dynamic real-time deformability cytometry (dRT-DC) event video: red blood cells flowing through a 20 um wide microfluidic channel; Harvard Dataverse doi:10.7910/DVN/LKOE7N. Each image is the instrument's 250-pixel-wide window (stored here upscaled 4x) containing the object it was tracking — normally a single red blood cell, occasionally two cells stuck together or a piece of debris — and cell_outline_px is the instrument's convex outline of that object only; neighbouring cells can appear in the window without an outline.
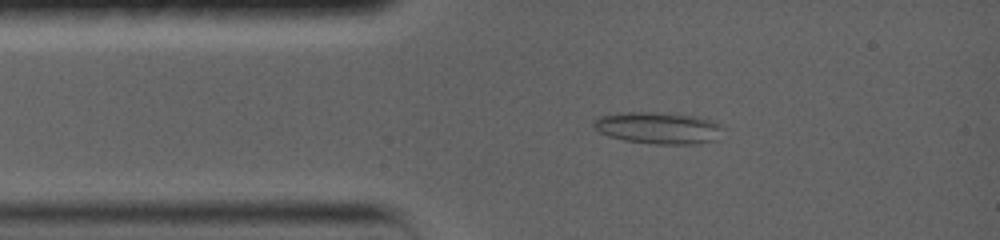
{"species": "common noctule bat (a hibernating species)", "species_latin": "Nyctalus noctula", "temperature_condition": "warm", "stored_images_in_passage": 14, "camera_frame_rate_fps": 5000, "um_per_image_px": 0.085, "animal": {"sex": "female", "body_mass_g": 19.0, "forearm_length_mm": 56.7}, "frame": {"image": 1, "passage_image": 3, "time_ms": 1.6, "image_size_px": [1000, 240], "cell_outline_px": [[724, 128], [716, 140], [696, 144], [652, 144], [624, 140], [608, 136], [600, 132], [592, 124], [600, 116], [620, 112], [664, 112], [696, 116], [712, 120], [720, 124]], "centroid_in_image_um": [55.99, 10.87], "position_along_channel_um": 29.0, "area_um2": 24.16}}
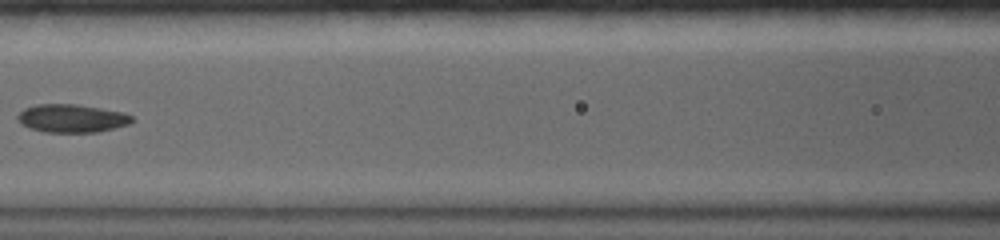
{"frame": {"image": 2, "passage_image": 8, "time_ms": 5.6, "image_size_px": [1000, 240], "cell_outline_px": [[136, 120], [128, 124], [96, 132], [44, 132], [28, 128], [20, 124], [16, 116], [24, 108], [36, 104], [76, 104], [124, 112], [132, 116]], "centroid_in_image_um": [6.07, 10.05], "position_along_channel_um": 160.5, "area_um2": 18.84}}
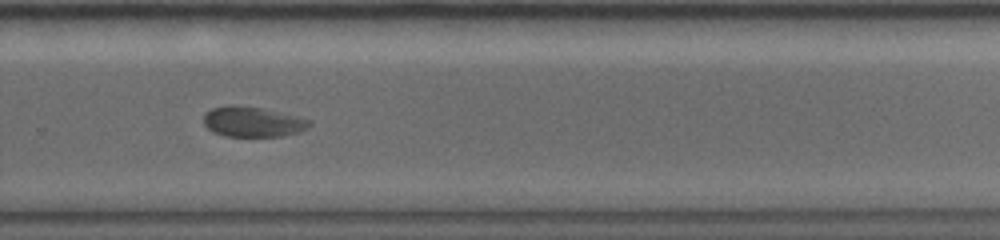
{"frame": {"image": 3, "passage_image": 13, "time_ms": 9.6, "image_size_px": [1000, 240], "cell_outline_px": [[312, 124], [308, 128], [284, 136], [224, 136], [212, 132], [204, 124], [204, 112], [212, 108], [232, 104], [260, 108], [308, 120]], "centroid_in_image_um": [21.39, 10.36], "position_along_channel_um": 308.4, "area_um2": 18.32}}